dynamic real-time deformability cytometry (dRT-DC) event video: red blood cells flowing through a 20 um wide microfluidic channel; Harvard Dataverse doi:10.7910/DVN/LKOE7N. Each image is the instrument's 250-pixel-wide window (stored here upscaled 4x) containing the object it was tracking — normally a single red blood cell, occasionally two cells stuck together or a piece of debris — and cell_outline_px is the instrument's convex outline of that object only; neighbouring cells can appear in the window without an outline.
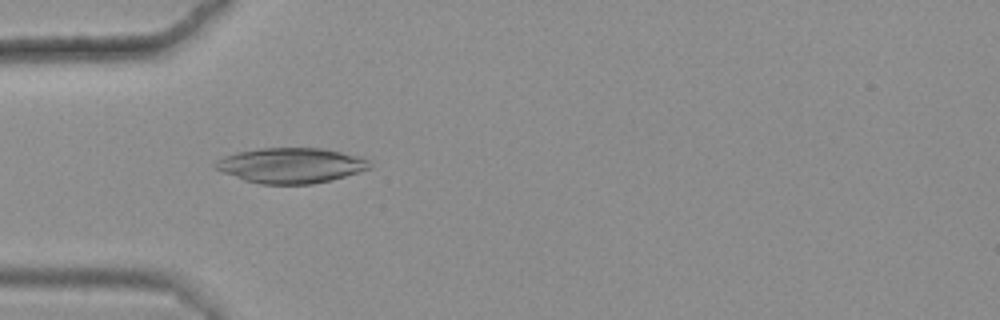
{"species": "common noctule bat (a hibernating species)", "species_latin": "Nyctalus noctula", "temperature_condition": "warm", "stored_images_in_passage": 45, "camera_frame_rate_fps": 3000, "um_per_image_px": 0.085, "animal": {"sex": "female", "body_mass_g": 25.1}, "frame": {"image": 1, "passage_image": 14, "time_ms": 4.333, "image_size_px": [1000, 320], "cell_outline_px": [[372, 168], [344, 176], [312, 184], [260, 184], [244, 180], [212, 168], [212, 164], [216, 160], [236, 152], [260, 148], [320, 148], [360, 156], [368, 160], [372, 164]], "centroid_in_image_um": [24.69, 14.06], "position_along_channel_um": 60.3, "area_um2": 31.67}}
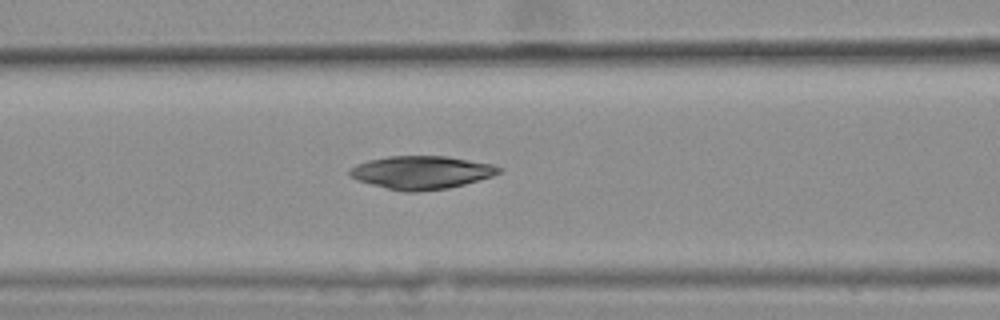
{"frame": {"image": 2, "passage_image": 20, "time_ms": 6.333, "image_size_px": [1000, 320], "cell_outline_px": [[504, 168], [500, 172], [492, 176], [464, 184], [448, 188], [416, 192], [404, 192], [356, 180], [348, 176], [348, 168], [356, 164], [368, 160], [388, 156], [448, 156], [492, 164]], "centroid_in_image_um": [35.79, 14.65], "position_along_channel_um": 130.8, "area_um2": 28.9}}
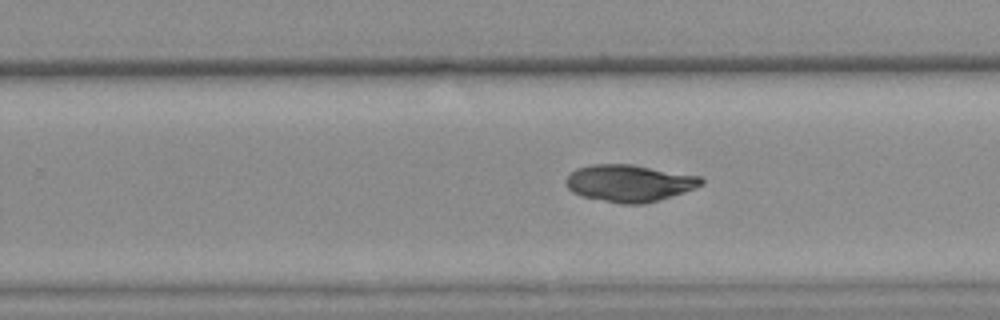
{"frame": {"image": 3, "passage_image": 32, "time_ms": 10.333, "image_size_px": [1000, 320], "cell_outline_px": [[704, 184], [696, 188], [660, 200], [644, 204], [620, 204], [580, 196], [572, 192], [568, 188], [564, 180], [576, 168], [592, 164], [632, 164], [700, 176], [704, 180]], "centroid_in_image_um": [53.49, 15.57], "position_along_channel_um": 276.3, "area_um2": 29.42}, "authors_computed_cell_mechanics": {"area_um2": 29.4202, "velocity_mm_per_s": 3.6445, "shape_relaxation_time_tau1_ms": 8.559, "shape_relaxation_time_tau2_ms": 6.0926, "deformation_change_tau1": 0.1479, "deformation_change_tau2": 0.0644}}